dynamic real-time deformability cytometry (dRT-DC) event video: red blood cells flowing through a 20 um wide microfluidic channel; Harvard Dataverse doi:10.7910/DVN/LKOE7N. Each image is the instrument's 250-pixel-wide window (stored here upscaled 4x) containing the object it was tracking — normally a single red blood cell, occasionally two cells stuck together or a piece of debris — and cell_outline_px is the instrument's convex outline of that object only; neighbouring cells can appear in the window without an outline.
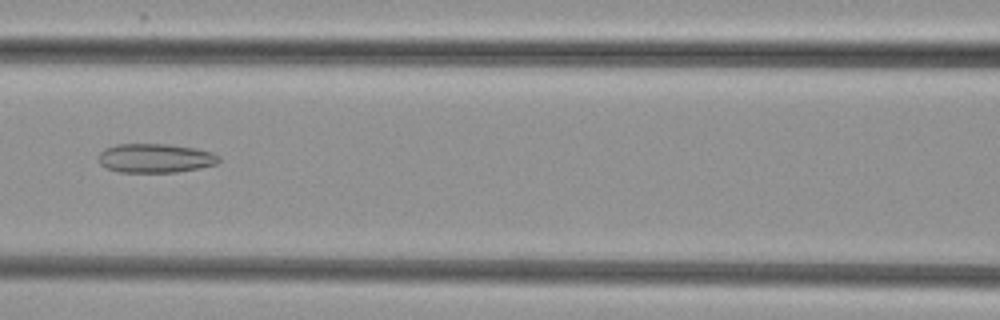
{"species": "common noctule bat (a hibernating species)", "species_latin": "Nyctalus noctula", "temperature_condition": "cold", "stored_images_in_passage": 54, "camera_frame_rate_fps": 3000, "um_per_image_px": 0.085, "animal": {"sex": "female", "body_mass_g": 29.2, "forearm_length_mm": 56.3}, "frame": {"image": 1, "passage_image": 25, "time_ms": 8.0, "image_size_px": [1000, 320], "cell_outline_px": [[220, 160], [216, 164], [200, 168], [176, 172], [116, 172], [104, 168], [100, 164], [96, 156], [104, 148], [116, 144], [168, 144], [196, 148], [212, 152], [220, 156]], "centroid_in_image_um": [13.15, 13.44], "position_along_channel_um": 153.4, "area_um2": 20.75}}
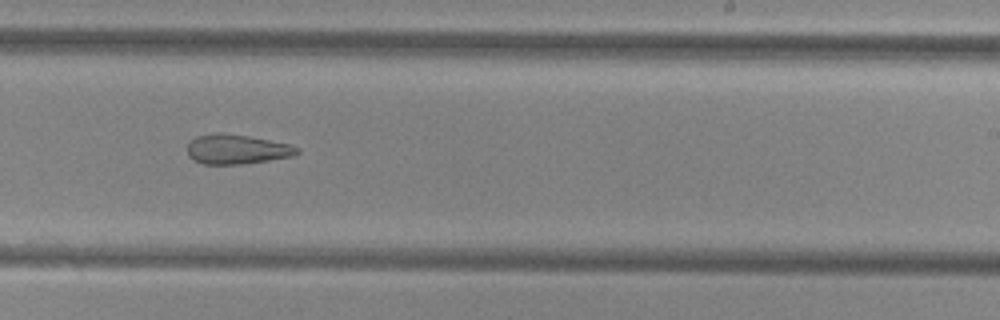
{"frame": {"image": 2, "passage_image": 34, "time_ms": 11.0, "image_size_px": [1000, 320], "cell_outline_px": [[300, 152], [292, 156], [268, 160], [240, 164], [204, 164], [192, 160], [188, 156], [188, 144], [196, 136], [212, 132], [220, 132], [248, 136], [288, 144], [300, 148]], "centroid_in_image_um": [20.09, 12.68], "position_along_channel_um": 268.9, "area_um2": 18.9}}
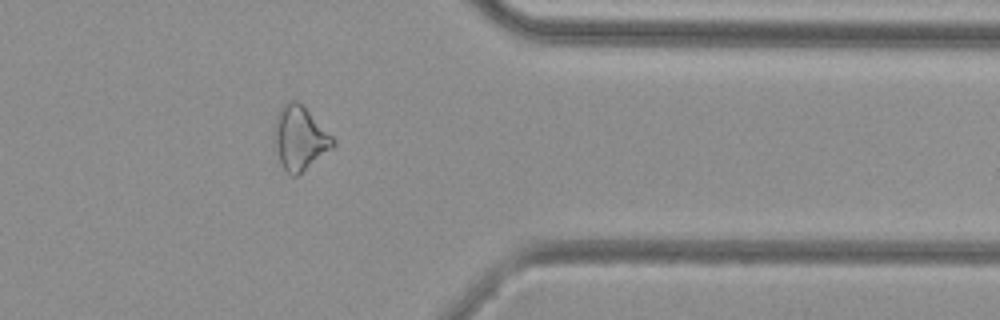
{"frame": {"image": 3, "passage_image": 44, "time_ms": 14.333, "image_size_px": [1000, 320], "cell_outline_px": [[336, 144], [332, 148], [296, 176], [292, 176], [284, 168], [280, 160], [272, 140], [272, 136], [276, 116], [280, 108], [288, 100], [296, 100], [336, 140]], "centroid_in_image_um": [25.44, 11.73], "position_along_channel_um": 386.0, "area_um2": 21.44}, "authors_computed_cell_mechanics": {"area_um2": 23.3223, "velocity_mm_per_s": 3.8598, "shape_relaxation_time_tau1_ms": null, "shape_relaxation_time_tau2_ms": 6.8793, "deformation_change_tau1": null, "deformation_change_tau2": 0.1952}}